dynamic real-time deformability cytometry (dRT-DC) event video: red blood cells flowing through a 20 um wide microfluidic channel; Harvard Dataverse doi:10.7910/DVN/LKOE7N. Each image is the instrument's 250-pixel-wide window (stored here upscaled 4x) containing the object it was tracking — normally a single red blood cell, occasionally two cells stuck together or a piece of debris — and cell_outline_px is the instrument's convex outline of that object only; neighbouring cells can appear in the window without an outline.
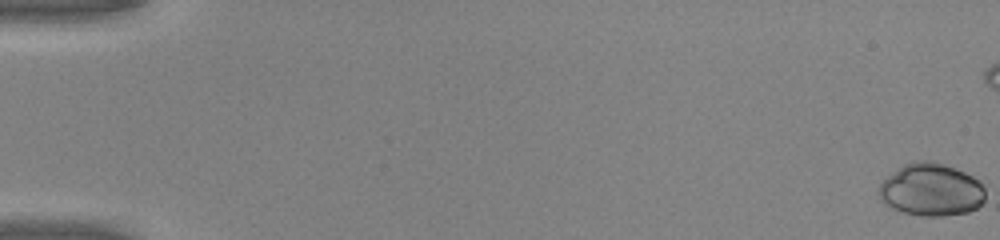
{"species": "common noctule bat (a hibernating species)", "species_latin": "Nyctalus noctula", "temperature_condition": "warm", "stored_images_in_passage": 27, "camera_frame_rate_fps": 3000, "um_per_image_px": 0.085, "animal": {"sex": "male", "body_mass_g": 20.0, "forearm_length_mm": 53.3}, "frame": {"image": 1, "passage_image": 1, "time_ms": 0.0, "image_size_px": [1000, 240], "cell_outline_px": [[984, 200], [976, 208], [968, 212], [944, 216], [920, 216], [904, 212], [892, 208], [880, 196], [880, 184], [888, 176], [900, 168], [908, 164], [920, 160], [924, 160], [940, 164], [964, 172], [972, 176], [984, 184]], "centroid_in_image_um": [79.2, 16.16], "position_along_channel_um": 5.8, "area_um2": 31.85}}